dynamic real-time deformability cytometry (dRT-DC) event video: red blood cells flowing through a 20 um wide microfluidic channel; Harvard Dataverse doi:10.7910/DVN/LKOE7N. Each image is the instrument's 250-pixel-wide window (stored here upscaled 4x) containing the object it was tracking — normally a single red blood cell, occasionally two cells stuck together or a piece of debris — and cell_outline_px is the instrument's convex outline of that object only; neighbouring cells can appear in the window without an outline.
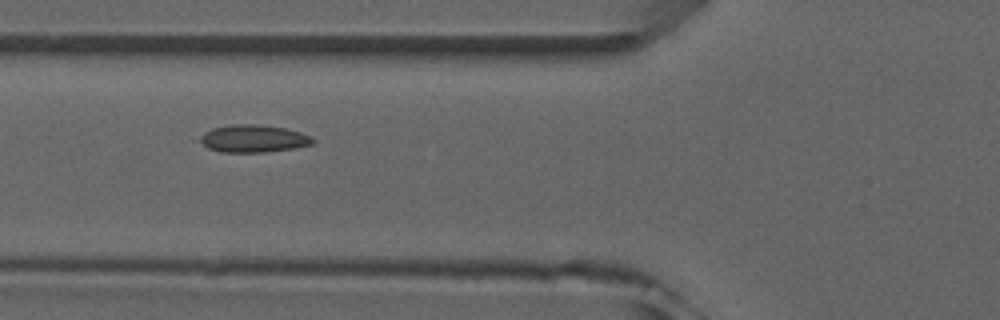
{"species": "common noctule bat (a hibernating species)", "species_latin": "Nyctalus noctula", "temperature_condition": "room temperature", "stored_images_in_passage": 7, "camera_frame_rate_fps": 3000, "um_per_image_px": 0.085, "animal": {"sex": "male", "forearm_length_mm": 52.5}, "frame": {"image": 1, "passage_image": 6, "time_ms": 5.667, "image_size_px": [1000, 320], "cell_outline_px": [[316, 140], [312, 144], [296, 148], [268, 152], [220, 152], [208, 148], [200, 140], [200, 136], [204, 132], [212, 128], [232, 124], [252, 124], [284, 128], [300, 132], [312, 136]], "centroid_in_image_um": [21.56, 11.79], "position_along_channel_um": 104.2, "area_um2": 18.09}}
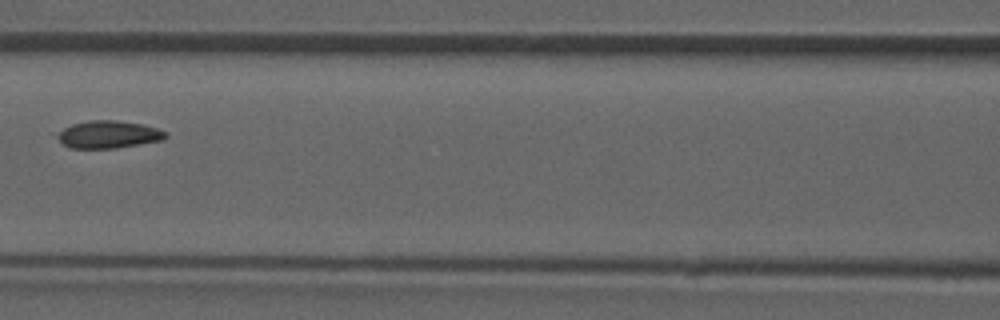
{"frame": {"image": 2, "passage_image": 7, "time_ms": 7.0, "image_size_px": [1000, 320], "cell_outline_px": [[168, 136], [164, 140], [116, 148], [68, 148], [56, 136], [64, 128], [72, 124], [92, 120], [116, 120], [144, 124], [156, 128], [164, 132]], "centroid_in_image_um": [9.24, 11.43], "position_along_channel_um": 157.4, "area_um2": 17.22}}